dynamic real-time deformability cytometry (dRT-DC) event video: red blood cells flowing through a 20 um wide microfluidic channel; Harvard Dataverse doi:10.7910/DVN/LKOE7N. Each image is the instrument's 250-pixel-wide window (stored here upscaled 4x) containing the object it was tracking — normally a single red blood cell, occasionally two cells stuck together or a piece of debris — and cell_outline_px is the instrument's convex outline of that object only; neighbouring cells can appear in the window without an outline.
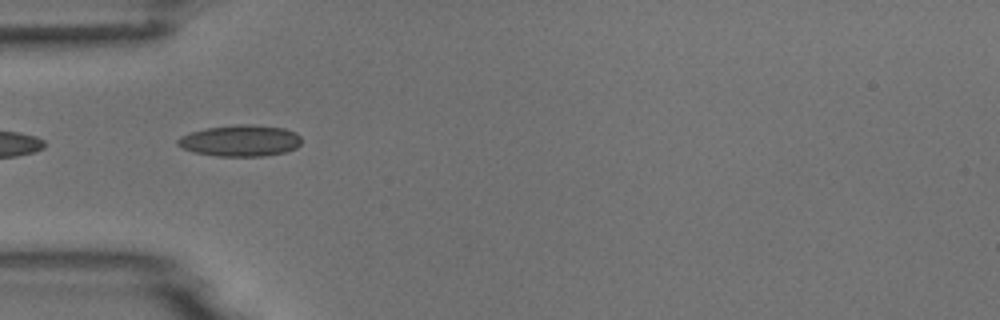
{"species": "common noctule bat (a hibernating species)", "species_latin": "Nyctalus noctula", "temperature_condition": "room temperature", "stored_images_in_passage": 5, "camera_frame_rate_fps": 3000, "um_per_image_px": 0.085, "animal": {"sex": "male", "body_mass_g": 18.8}, "frame": {"image": 1, "passage_image": 5, "time_ms": 4.667, "image_size_px": [1000, 320], "cell_outline_px": [[300, 144], [296, 148], [284, 152], [264, 156], [216, 156], [192, 152], [176, 144], [176, 140], [180, 136], [204, 128], [236, 124], [252, 124], [284, 128], [296, 132], [300, 136]], "centroid_in_image_um": [20.41, 11.95], "position_along_channel_um": 64.6, "area_um2": 22.77}}